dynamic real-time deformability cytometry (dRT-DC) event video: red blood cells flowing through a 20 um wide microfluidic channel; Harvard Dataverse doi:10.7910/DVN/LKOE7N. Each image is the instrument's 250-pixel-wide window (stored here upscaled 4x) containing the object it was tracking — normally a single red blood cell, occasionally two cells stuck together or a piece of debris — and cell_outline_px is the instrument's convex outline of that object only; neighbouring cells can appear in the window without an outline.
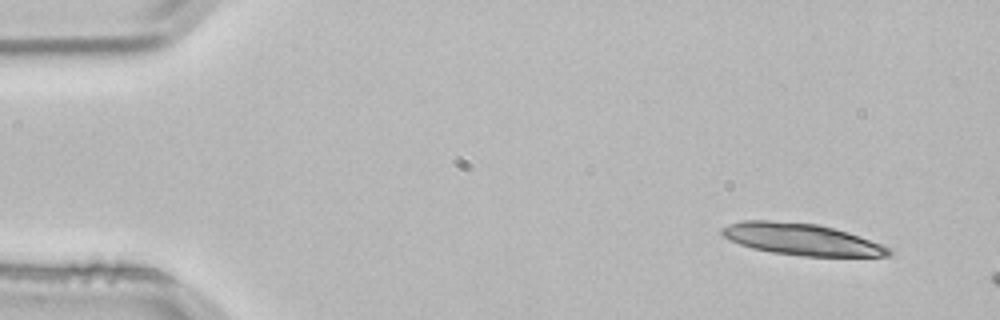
{"species": "common noctule bat (a hibernating species)", "species_latin": "Nyctalus noctula", "temperature_condition": "room temperature", "stored_images_in_passage": 2, "camera_frame_rate_fps": 3000, "um_per_image_px": 0.085, "animal": {"sex": "male", "body_mass_g": 21.5, "forearm_length_mm": 52.0}, "frame": {"image": 1, "passage_image": 1, "time_ms": 0.0, "image_size_px": [1000, 320], "cell_outline_px": [[892, 256], [800, 256], [772, 252], [752, 248], [740, 244], [724, 236], [720, 232], [720, 228], [728, 224], [744, 220], [768, 220], [816, 224], [848, 232], [880, 244], [888, 248], [892, 252]], "centroid_in_image_um": [68.09, 20.34], "position_along_channel_um": 16.9, "area_um2": 30.46}}